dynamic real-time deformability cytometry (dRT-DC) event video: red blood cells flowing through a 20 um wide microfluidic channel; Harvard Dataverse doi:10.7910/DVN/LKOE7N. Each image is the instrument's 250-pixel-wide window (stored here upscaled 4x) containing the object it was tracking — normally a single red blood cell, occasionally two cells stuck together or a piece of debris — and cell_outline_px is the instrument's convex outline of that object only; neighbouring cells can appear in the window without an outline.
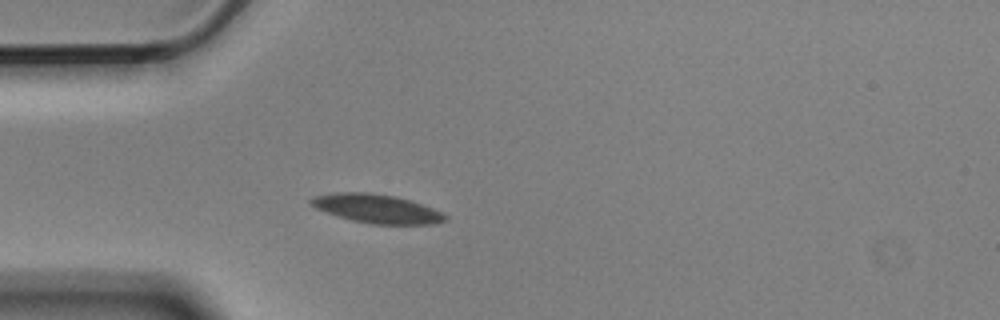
{"species": "Egyptian fruit bat (a non-hibernating species)", "species_latin": "Rousettus aegyptiacus", "temperature_condition": "cold", "stored_images_in_passage": 4, "camera_frame_rate_fps": 3000, "um_per_image_px": 0.085, "animal": {"sex": "male"}, "frame": {"image": 1, "passage_image": 4, "time_ms": 1.0, "image_size_px": [1000, 320], "cell_outline_px": [[448, 220], [432, 224], [372, 224], [352, 220], [316, 208], [308, 204], [308, 200], [312, 196], [336, 192], [368, 192], [396, 196], [432, 208], [448, 216]], "centroid_in_image_um": [31.99, 17.73], "position_along_channel_um": 53.0, "area_um2": 22.37}}